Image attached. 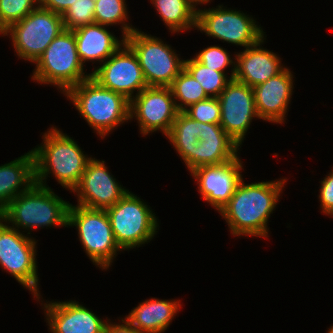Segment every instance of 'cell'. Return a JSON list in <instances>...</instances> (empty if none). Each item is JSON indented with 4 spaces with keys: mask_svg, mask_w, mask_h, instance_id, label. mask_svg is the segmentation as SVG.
I'll use <instances>...</instances> for the list:
<instances>
[{
    "mask_svg": "<svg viewBox=\"0 0 333 333\" xmlns=\"http://www.w3.org/2000/svg\"><path fill=\"white\" fill-rule=\"evenodd\" d=\"M286 179L237 185L229 202L219 211L233 236L269 237L267 223L277 205ZM268 229V230H267Z\"/></svg>",
    "mask_w": 333,
    "mask_h": 333,
    "instance_id": "1",
    "label": "cell"
},
{
    "mask_svg": "<svg viewBox=\"0 0 333 333\" xmlns=\"http://www.w3.org/2000/svg\"><path fill=\"white\" fill-rule=\"evenodd\" d=\"M31 151L34 155L36 184L47 187L46 177L53 173L59 184L71 192L79 184L92 159L83 154L74 139L56 127L44 133L41 145Z\"/></svg>",
    "mask_w": 333,
    "mask_h": 333,
    "instance_id": "2",
    "label": "cell"
},
{
    "mask_svg": "<svg viewBox=\"0 0 333 333\" xmlns=\"http://www.w3.org/2000/svg\"><path fill=\"white\" fill-rule=\"evenodd\" d=\"M64 95L102 138L119 124L130 120V101L119 93L101 87L91 77L72 87Z\"/></svg>",
    "mask_w": 333,
    "mask_h": 333,
    "instance_id": "3",
    "label": "cell"
},
{
    "mask_svg": "<svg viewBox=\"0 0 333 333\" xmlns=\"http://www.w3.org/2000/svg\"><path fill=\"white\" fill-rule=\"evenodd\" d=\"M70 203L62 200L50 187L34 184L29 190L13 198L0 213L7 224L17 230L40 227L67 226ZM9 222V223H8ZM15 226V227H14Z\"/></svg>",
    "mask_w": 333,
    "mask_h": 333,
    "instance_id": "4",
    "label": "cell"
},
{
    "mask_svg": "<svg viewBox=\"0 0 333 333\" xmlns=\"http://www.w3.org/2000/svg\"><path fill=\"white\" fill-rule=\"evenodd\" d=\"M32 80L51 84L65 94L69 89L91 77L85 74L72 30H63L37 60Z\"/></svg>",
    "mask_w": 333,
    "mask_h": 333,
    "instance_id": "5",
    "label": "cell"
},
{
    "mask_svg": "<svg viewBox=\"0 0 333 333\" xmlns=\"http://www.w3.org/2000/svg\"><path fill=\"white\" fill-rule=\"evenodd\" d=\"M68 226H75L78 229L79 240L91 261L99 268L102 267L101 269H109L120 248L115 241L105 209H91L70 204Z\"/></svg>",
    "mask_w": 333,
    "mask_h": 333,
    "instance_id": "6",
    "label": "cell"
},
{
    "mask_svg": "<svg viewBox=\"0 0 333 333\" xmlns=\"http://www.w3.org/2000/svg\"><path fill=\"white\" fill-rule=\"evenodd\" d=\"M105 211L121 251L151 241L157 232L158 221L150 207L129 191Z\"/></svg>",
    "mask_w": 333,
    "mask_h": 333,
    "instance_id": "7",
    "label": "cell"
},
{
    "mask_svg": "<svg viewBox=\"0 0 333 333\" xmlns=\"http://www.w3.org/2000/svg\"><path fill=\"white\" fill-rule=\"evenodd\" d=\"M63 30L62 15L37 7L2 34L11 36L18 57L36 63Z\"/></svg>",
    "mask_w": 333,
    "mask_h": 333,
    "instance_id": "8",
    "label": "cell"
},
{
    "mask_svg": "<svg viewBox=\"0 0 333 333\" xmlns=\"http://www.w3.org/2000/svg\"><path fill=\"white\" fill-rule=\"evenodd\" d=\"M125 42L136 54L147 86L170 87L184 68V60H180L171 46L137 28Z\"/></svg>",
    "mask_w": 333,
    "mask_h": 333,
    "instance_id": "9",
    "label": "cell"
},
{
    "mask_svg": "<svg viewBox=\"0 0 333 333\" xmlns=\"http://www.w3.org/2000/svg\"><path fill=\"white\" fill-rule=\"evenodd\" d=\"M0 218V266L40 299L36 240L25 236ZM27 287V288H26Z\"/></svg>",
    "mask_w": 333,
    "mask_h": 333,
    "instance_id": "10",
    "label": "cell"
},
{
    "mask_svg": "<svg viewBox=\"0 0 333 333\" xmlns=\"http://www.w3.org/2000/svg\"><path fill=\"white\" fill-rule=\"evenodd\" d=\"M248 16L240 10L225 9L222 5L208 10L198 9L196 29L209 37L247 48L261 40L265 33L253 17Z\"/></svg>",
    "mask_w": 333,
    "mask_h": 333,
    "instance_id": "11",
    "label": "cell"
},
{
    "mask_svg": "<svg viewBox=\"0 0 333 333\" xmlns=\"http://www.w3.org/2000/svg\"><path fill=\"white\" fill-rule=\"evenodd\" d=\"M91 78L101 87L119 93L129 101L134 98L135 90L138 95L147 87L139 60L126 42L91 73Z\"/></svg>",
    "mask_w": 333,
    "mask_h": 333,
    "instance_id": "12",
    "label": "cell"
},
{
    "mask_svg": "<svg viewBox=\"0 0 333 333\" xmlns=\"http://www.w3.org/2000/svg\"><path fill=\"white\" fill-rule=\"evenodd\" d=\"M178 113L170 87L147 86L130 101V120L136 117L143 136L157 130L167 136Z\"/></svg>",
    "mask_w": 333,
    "mask_h": 333,
    "instance_id": "13",
    "label": "cell"
},
{
    "mask_svg": "<svg viewBox=\"0 0 333 333\" xmlns=\"http://www.w3.org/2000/svg\"><path fill=\"white\" fill-rule=\"evenodd\" d=\"M220 125L240 146L254 117L259 118L255 106L253 88L231 79L218 96Z\"/></svg>",
    "mask_w": 333,
    "mask_h": 333,
    "instance_id": "14",
    "label": "cell"
},
{
    "mask_svg": "<svg viewBox=\"0 0 333 333\" xmlns=\"http://www.w3.org/2000/svg\"><path fill=\"white\" fill-rule=\"evenodd\" d=\"M105 161L92 158L73 189L78 205L91 209H107L114 206L129 190L118 184L105 166Z\"/></svg>",
    "mask_w": 333,
    "mask_h": 333,
    "instance_id": "15",
    "label": "cell"
},
{
    "mask_svg": "<svg viewBox=\"0 0 333 333\" xmlns=\"http://www.w3.org/2000/svg\"><path fill=\"white\" fill-rule=\"evenodd\" d=\"M241 160L237 156L225 164L198 167L191 172L198 181L201 197L219 212L234 194L237 185L243 179Z\"/></svg>",
    "mask_w": 333,
    "mask_h": 333,
    "instance_id": "16",
    "label": "cell"
},
{
    "mask_svg": "<svg viewBox=\"0 0 333 333\" xmlns=\"http://www.w3.org/2000/svg\"><path fill=\"white\" fill-rule=\"evenodd\" d=\"M44 311L52 333H105L108 322L75 300L44 303Z\"/></svg>",
    "mask_w": 333,
    "mask_h": 333,
    "instance_id": "17",
    "label": "cell"
},
{
    "mask_svg": "<svg viewBox=\"0 0 333 333\" xmlns=\"http://www.w3.org/2000/svg\"><path fill=\"white\" fill-rule=\"evenodd\" d=\"M293 74L284 68L276 76L253 88L259 119L283 123L293 91Z\"/></svg>",
    "mask_w": 333,
    "mask_h": 333,
    "instance_id": "18",
    "label": "cell"
},
{
    "mask_svg": "<svg viewBox=\"0 0 333 333\" xmlns=\"http://www.w3.org/2000/svg\"><path fill=\"white\" fill-rule=\"evenodd\" d=\"M265 38L235 54L234 79L251 88L266 82L276 76L285 67L281 65V58L276 53L262 48Z\"/></svg>",
    "mask_w": 333,
    "mask_h": 333,
    "instance_id": "19",
    "label": "cell"
},
{
    "mask_svg": "<svg viewBox=\"0 0 333 333\" xmlns=\"http://www.w3.org/2000/svg\"><path fill=\"white\" fill-rule=\"evenodd\" d=\"M198 139L194 149V170L202 166L225 164L238 156L239 145L220 124L200 122Z\"/></svg>",
    "mask_w": 333,
    "mask_h": 333,
    "instance_id": "20",
    "label": "cell"
},
{
    "mask_svg": "<svg viewBox=\"0 0 333 333\" xmlns=\"http://www.w3.org/2000/svg\"><path fill=\"white\" fill-rule=\"evenodd\" d=\"M77 52L81 62L99 61L104 63L125 42L119 41L104 25L92 23L73 30Z\"/></svg>",
    "mask_w": 333,
    "mask_h": 333,
    "instance_id": "21",
    "label": "cell"
},
{
    "mask_svg": "<svg viewBox=\"0 0 333 333\" xmlns=\"http://www.w3.org/2000/svg\"><path fill=\"white\" fill-rule=\"evenodd\" d=\"M179 303L151 298L131 310L125 319L140 333H162L180 309Z\"/></svg>",
    "mask_w": 333,
    "mask_h": 333,
    "instance_id": "22",
    "label": "cell"
},
{
    "mask_svg": "<svg viewBox=\"0 0 333 333\" xmlns=\"http://www.w3.org/2000/svg\"><path fill=\"white\" fill-rule=\"evenodd\" d=\"M34 155L32 151L0 166V213L8 203L35 184ZM22 187V189H20Z\"/></svg>",
    "mask_w": 333,
    "mask_h": 333,
    "instance_id": "23",
    "label": "cell"
},
{
    "mask_svg": "<svg viewBox=\"0 0 333 333\" xmlns=\"http://www.w3.org/2000/svg\"><path fill=\"white\" fill-rule=\"evenodd\" d=\"M200 122L179 111L167 138L190 170H194V149L199 142Z\"/></svg>",
    "mask_w": 333,
    "mask_h": 333,
    "instance_id": "24",
    "label": "cell"
},
{
    "mask_svg": "<svg viewBox=\"0 0 333 333\" xmlns=\"http://www.w3.org/2000/svg\"><path fill=\"white\" fill-rule=\"evenodd\" d=\"M171 33L196 29L197 10L187 0H151Z\"/></svg>",
    "mask_w": 333,
    "mask_h": 333,
    "instance_id": "25",
    "label": "cell"
},
{
    "mask_svg": "<svg viewBox=\"0 0 333 333\" xmlns=\"http://www.w3.org/2000/svg\"><path fill=\"white\" fill-rule=\"evenodd\" d=\"M170 88L179 111L185 110L191 104L209 98L201 84L185 68L180 71Z\"/></svg>",
    "mask_w": 333,
    "mask_h": 333,
    "instance_id": "26",
    "label": "cell"
},
{
    "mask_svg": "<svg viewBox=\"0 0 333 333\" xmlns=\"http://www.w3.org/2000/svg\"><path fill=\"white\" fill-rule=\"evenodd\" d=\"M184 68L198 81L210 98H218L231 80L225 72L208 68L195 58L184 60Z\"/></svg>",
    "mask_w": 333,
    "mask_h": 333,
    "instance_id": "27",
    "label": "cell"
},
{
    "mask_svg": "<svg viewBox=\"0 0 333 333\" xmlns=\"http://www.w3.org/2000/svg\"><path fill=\"white\" fill-rule=\"evenodd\" d=\"M125 3V0H95V23L104 26L122 24V35L126 38L136 29L127 24L128 14Z\"/></svg>",
    "mask_w": 333,
    "mask_h": 333,
    "instance_id": "28",
    "label": "cell"
},
{
    "mask_svg": "<svg viewBox=\"0 0 333 333\" xmlns=\"http://www.w3.org/2000/svg\"><path fill=\"white\" fill-rule=\"evenodd\" d=\"M36 4L39 0H0V34L39 7Z\"/></svg>",
    "mask_w": 333,
    "mask_h": 333,
    "instance_id": "29",
    "label": "cell"
},
{
    "mask_svg": "<svg viewBox=\"0 0 333 333\" xmlns=\"http://www.w3.org/2000/svg\"><path fill=\"white\" fill-rule=\"evenodd\" d=\"M95 0H77L62 15L65 30H75L95 23Z\"/></svg>",
    "mask_w": 333,
    "mask_h": 333,
    "instance_id": "30",
    "label": "cell"
},
{
    "mask_svg": "<svg viewBox=\"0 0 333 333\" xmlns=\"http://www.w3.org/2000/svg\"><path fill=\"white\" fill-rule=\"evenodd\" d=\"M194 58L204 66L219 72H224V69L229 65H234L231 71L232 73L230 77H228L229 79L234 78L236 61H233L229 53L222 47L209 46L200 51L199 54H196Z\"/></svg>",
    "mask_w": 333,
    "mask_h": 333,
    "instance_id": "31",
    "label": "cell"
},
{
    "mask_svg": "<svg viewBox=\"0 0 333 333\" xmlns=\"http://www.w3.org/2000/svg\"><path fill=\"white\" fill-rule=\"evenodd\" d=\"M183 112L193 120L202 123L220 124V103L218 98H208L191 104Z\"/></svg>",
    "mask_w": 333,
    "mask_h": 333,
    "instance_id": "32",
    "label": "cell"
},
{
    "mask_svg": "<svg viewBox=\"0 0 333 333\" xmlns=\"http://www.w3.org/2000/svg\"><path fill=\"white\" fill-rule=\"evenodd\" d=\"M330 174L326 175L322 180L320 187L319 201L321 202L320 208L322 212L333 216V169Z\"/></svg>",
    "mask_w": 333,
    "mask_h": 333,
    "instance_id": "33",
    "label": "cell"
},
{
    "mask_svg": "<svg viewBox=\"0 0 333 333\" xmlns=\"http://www.w3.org/2000/svg\"><path fill=\"white\" fill-rule=\"evenodd\" d=\"M77 0H39L38 6L63 15L65 11Z\"/></svg>",
    "mask_w": 333,
    "mask_h": 333,
    "instance_id": "34",
    "label": "cell"
},
{
    "mask_svg": "<svg viewBox=\"0 0 333 333\" xmlns=\"http://www.w3.org/2000/svg\"><path fill=\"white\" fill-rule=\"evenodd\" d=\"M121 321H123V324L111 323L108 320L105 327V333H140L125 318Z\"/></svg>",
    "mask_w": 333,
    "mask_h": 333,
    "instance_id": "35",
    "label": "cell"
},
{
    "mask_svg": "<svg viewBox=\"0 0 333 333\" xmlns=\"http://www.w3.org/2000/svg\"><path fill=\"white\" fill-rule=\"evenodd\" d=\"M187 1L197 10L196 5L206 4L210 0H187Z\"/></svg>",
    "mask_w": 333,
    "mask_h": 333,
    "instance_id": "36",
    "label": "cell"
},
{
    "mask_svg": "<svg viewBox=\"0 0 333 333\" xmlns=\"http://www.w3.org/2000/svg\"><path fill=\"white\" fill-rule=\"evenodd\" d=\"M328 333H333V325L329 328Z\"/></svg>",
    "mask_w": 333,
    "mask_h": 333,
    "instance_id": "37",
    "label": "cell"
}]
</instances>
